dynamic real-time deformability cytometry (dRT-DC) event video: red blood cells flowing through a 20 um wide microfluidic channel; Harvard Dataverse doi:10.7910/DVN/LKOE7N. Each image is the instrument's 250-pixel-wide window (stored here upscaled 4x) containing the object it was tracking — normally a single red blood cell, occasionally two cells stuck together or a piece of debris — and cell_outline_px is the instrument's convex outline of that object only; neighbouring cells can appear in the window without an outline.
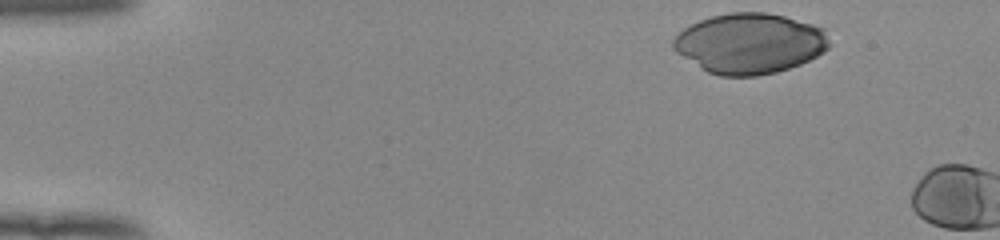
{"species": "human", "species_latin": "Homo sapiens", "temperature_condition": "room temperature", "stored_images_in_passage": 4, "camera_frame_rate_fps": 3000, "um_per_image_px": 0.085, "donor": {"sex": "female"}, "frame": {"image": 1, "passage_image": 1, "time_ms": 0.0, "image_size_px": [1000, 240], "cell_outline_px": [[832, 44], [824, 52], [800, 64], [776, 72], [756, 76], [720, 76], [708, 72], [700, 68], [676, 52], [672, 48], [672, 40], [684, 28], [700, 20], [712, 16], [728, 12], [768, 12], [784, 16], [828, 28]], "centroid_in_image_um": [63.78, 3.68], "position_along_channel_um": 21.2, "area_um2": 55.37}}